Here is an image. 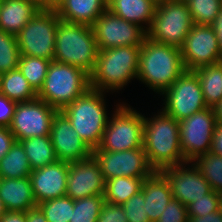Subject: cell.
<instances>
[{
	"label": "cell",
	"instance_id": "cell-27",
	"mask_svg": "<svg viewBox=\"0 0 222 222\" xmlns=\"http://www.w3.org/2000/svg\"><path fill=\"white\" fill-rule=\"evenodd\" d=\"M20 142L24 147L32 170L58 161L49 135L35 136L21 140Z\"/></svg>",
	"mask_w": 222,
	"mask_h": 222
},
{
	"label": "cell",
	"instance_id": "cell-48",
	"mask_svg": "<svg viewBox=\"0 0 222 222\" xmlns=\"http://www.w3.org/2000/svg\"><path fill=\"white\" fill-rule=\"evenodd\" d=\"M216 124H222V99L212 107Z\"/></svg>",
	"mask_w": 222,
	"mask_h": 222
},
{
	"label": "cell",
	"instance_id": "cell-24",
	"mask_svg": "<svg viewBox=\"0 0 222 222\" xmlns=\"http://www.w3.org/2000/svg\"><path fill=\"white\" fill-rule=\"evenodd\" d=\"M156 6L154 0H108V10L146 31L155 15Z\"/></svg>",
	"mask_w": 222,
	"mask_h": 222
},
{
	"label": "cell",
	"instance_id": "cell-45",
	"mask_svg": "<svg viewBox=\"0 0 222 222\" xmlns=\"http://www.w3.org/2000/svg\"><path fill=\"white\" fill-rule=\"evenodd\" d=\"M188 222H222V214L218 210L202 217H188Z\"/></svg>",
	"mask_w": 222,
	"mask_h": 222
},
{
	"label": "cell",
	"instance_id": "cell-26",
	"mask_svg": "<svg viewBox=\"0 0 222 222\" xmlns=\"http://www.w3.org/2000/svg\"><path fill=\"white\" fill-rule=\"evenodd\" d=\"M200 82L207 107H213L222 99V61L192 70Z\"/></svg>",
	"mask_w": 222,
	"mask_h": 222
},
{
	"label": "cell",
	"instance_id": "cell-44",
	"mask_svg": "<svg viewBox=\"0 0 222 222\" xmlns=\"http://www.w3.org/2000/svg\"><path fill=\"white\" fill-rule=\"evenodd\" d=\"M0 222H26L25 212L6 211L0 218Z\"/></svg>",
	"mask_w": 222,
	"mask_h": 222
},
{
	"label": "cell",
	"instance_id": "cell-7",
	"mask_svg": "<svg viewBox=\"0 0 222 222\" xmlns=\"http://www.w3.org/2000/svg\"><path fill=\"white\" fill-rule=\"evenodd\" d=\"M115 106L116 109L109 117L99 148L108 152L142 148L144 115L124 102Z\"/></svg>",
	"mask_w": 222,
	"mask_h": 222
},
{
	"label": "cell",
	"instance_id": "cell-32",
	"mask_svg": "<svg viewBox=\"0 0 222 222\" xmlns=\"http://www.w3.org/2000/svg\"><path fill=\"white\" fill-rule=\"evenodd\" d=\"M194 24L212 25L221 11L220 0H184Z\"/></svg>",
	"mask_w": 222,
	"mask_h": 222
},
{
	"label": "cell",
	"instance_id": "cell-2",
	"mask_svg": "<svg viewBox=\"0 0 222 222\" xmlns=\"http://www.w3.org/2000/svg\"><path fill=\"white\" fill-rule=\"evenodd\" d=\"M143 149L155 171L187 162L181 151L179 122L162 109L151 118L144 116Z\"/></svg>",
	"mask_w": 222,
	"mask_h": 222
},
{
	"label": "cell",
	"instance_id": "cell-15",
	"mask_svg": "<svg viewBox=\"0 0 222 222\" xmlns=\"http://www.w3.org/2000/svg\"><path fill=\"white\" fill-rule=\"evenodd\" d=\"M180 51L186 70L222 61L217 35L211 25L193 24Z\"/></svg>",
	"mask_w": 222,
	"mask_h": 222
},
{
	"label": "cell",
	"instance_id": "cell-10",
	"mask_svg": "<svg viewBox=\"0 0 222 222\" xmlns=\"http://www.w3.org/2000/svg\"><path fill=\"white\" fill-rule=\"evenodd\" d=\"M161 95L165 98L162 110L178 122L207 108L202 87L192 70H186Z\"/></svg>",
	"mask_w": 222,
	"mask_h": 222
},
{
	"label": "cell",
	"instance_id": "cell-38",
	"mask_svg": "<svg viewBox=\"0 0 222 222\" xmlns=\"http://www.w3.org/2000/svg\"><path fill=\"white\" fill-rule=\"evenodd\" d=\"M156 222H188L187 207L179 200L172 199Z\"/></svg>",
	"mask_w": 222,
	"mask_h": 222
},
{
	"label": "cell",
	"instance_id": "cell-18",
	"mask_svg": "<svg viewBox=\"0 0 222 222\" xmlns=\"http://www.w3.org/2000/svg\"><path fill=\"white\" fill-rule=\"evenodd\" d=\"M49 136L59 161L70 163L92 156L93 151L79 137L61 111H58L53 118Z\"/></svg>",
	"mask_w": 222,
	"mask_h": 222
},
{
	"label": "cell",
	"instance_id": "cell-47",
	"mask_svg": "<svg viewBox=\"0 0 222 222\" xmlns=\"http://www.w3.org/2000/svg\"><path fill=\"white\" fill-rule=\"evenodd\" d=\"M65 0H43L44 10L56 11Z\"/></svg>",
	"mask_w": 222,
	"mask_h": 222
},
{
	"label": "cell",
	"instance_id": "cell-5",
	"mask_svg": "<svg viewBox=\"0 0 222 222\" xmlns=\"http://www.w3.org/2000/svg\"><path fill=\"white\" fill-rule=\"evenodd\" d=\"M98 51L92 27L59 21L53 61L79 67L90 74L94 69Z\"/></svg>",
	"mask_w": 222,
	"mask_h": 222
},
{
	"label": "cell",
	"instance_id": "cell-34",
	"mask_svg": "<svg viewBox=\"0 0 222 222\" xmlns=\"http://www.w3.org/2000/svg\"><path fill=\"white\" fill-rule=\"evenodd\" d=\"M48 222H69L74 209V200L63 196L37 205Z\"/></svg>",
	"mask_w": 222,
	"mask_h": 222
},
{
	"label": "cell",
	"instance_id": "cell-20",
	"mask_svg": "<svg viewBox=\"0 0 222 222\" xmlns=\"http://www.w3.org/2000/svg\"><path fill=\"white\" fill-rule=\"evenodd\" d=\"M0 199L6 211L25 212L37 206L30 177L1 178Z\"/></svg>",
	"mask_w": 222,
	"mask_h": 222
},
{
	"label": "cell",
	"instance_id": "cell-36",
	"mask_svg": "<svg viewBox=\"0 0 222 222\" xmlns=\"http://www.w3.org/2000/svg\"><path fill=\"white\" fill-rule=\"evenodd\" d=\"M220 194L211 190L199 200L187 206L188 217H202L219 210Z\"/></svg>",
	"mask_w": 222,
	"mask_h": 222
},
{
	"label": "cell",
	"instance_id": "cell-39",
	"mask_svg": "<svg viewBox=\"0 0 222 222\" xmlns=\"http://www.w3.org/2000/svg\"><path fill=\"white\" fill-rule=\"evenodd\" d=\"M97 222H127L122 205L104 201Z\"/></svg>",
	"mask_w": 222,
	"mask_h": 222
},
{
	"label": "cell",
	"instance_id": "cell-52",
	"mask_svg": "<svg viewBox=\"0 0 222 222\" xmlns=\"http://www.w3.org/2000/svg\"><path fill=\"white\" fill-rule=\"evenodd\" d=\"M156 3H160L162 1H168V0H154Z\"/></svg>",
	"mask_w": 222,
	"mask_h": 222
},
{
	"label": "cell",
	"instance_id": "cell-43",
	"mask_svg": "<svg viewBox=\"0 0 222 222\" xmlns=\"http://www.w3.org/2000/svg\"><path fill=\"white\" fill-rule=\"evenodd\" d=\"M25 214L26 222H48L44 213L38 206L25 211Z\"/></svg>",
	"mask_w": 222,
	"mask_h": 222
},
{
	"label": "cell",
	"instance_id": "cell-3",
	"mask_svg": "<svg viewBox=\"0 0 222 222\" xmlns=\"http://www.w3.org/2000/svg\"><path fill=\"white\" fill-rule=\"evenodd\" d=\"M141 46H120L98 51L89 87L102 92L123 89L137 78ZM110 90V91H109Z\"/></svg>",
	"mask_w": 222,
	"mask_h": 222
},
{
	"label": "cell",
	"instance_id": "cell-37",
	"mask_svg": "<svg viewBox=\"0 0 222 222\" xmlns=\"http://www.w3.org/2000/svg\"><path fill=\"white\" fill-rule=\"evenodd\" d=\"M145 199L143 193L133 195L127 202L122 204L127 222H151L144 208Z\"/></svg>",
	"mask_w": 222,
	"mask_h": 222
},
{
	"label": "cell",
	"instance_id": "cell-12",
	"mask_svg": "<svg viewBox=\"0 0 222 222\" xmlns=\"http://www.w3.org/2000/svg\"><path fill=\"white\" fill-rule=\"evenodd\" d=\"M92 28L99 50L120 46H141L147 37L144 28L121 19L108 9L95 20Z\"/></svg>",
	"mask_w": 222,
	"mask_h": 222
},
{
	"label": "cell",
	"instance_id": "cell-19",
	"mask_svg": "<svg viewBox=\"0 0 222 222\" xmlns=\"http://www.w3.org/2000/svg\"><path fill=\"white\" fill-rule=\"evenodd\" d=\"M68 172L69 163L59 160L32 170L30 180L37 205L66 196Z\"/></svg>",
	"mask_w": 222,
	"mask_h": 222
},
{
	"label": "cell",
	"instance_id": "cell-21",
	"mask_svg": "<svg viewBox=\"0 0 222 222\" xmlns=\"http://www.w3.org/2000/svg\"><path fill=\"white\" fill-rule=\"evenodd\" d=\"M108 9V0H65L56 10L62 21L92 27Z\"/></svg>",
	"mask_w": 222,
	"mask_h": 222
},
{
	"label": "cell",
	"instance_id": "cell-6",
	"mask_svg": "<svg viewBox=\"0 0 222 222\" xmlns=\"http://www.w3.org/2000/svg\"><path fill=\"white\" fill-rule=\"evenodd\" d=\"M89 88V74L83 69L51 61L43 86L37 92V97L61 111Z\"/></svg>",
	"mask_w": 222,
	"mask_h": 222
},
{
	"label": "cell",
	"instance_id": "cell-31",
	"mask_svg": "<svg viewBox=\"0 0 222 222\" xmlns=\"http://www.w3.org/2000/svg\"><path fill=\"white\" fill-rule=\"evenodd\" d=\"M50 62L35 56L20 55L18 68L36 92L43 86Z\"/></svg>",
	"mask_w": 222,
	"mask_h": 222
},
{
	"label": "cell",
	"instance_id": "cell-25",
	"mask_svg": "<svg viewBox=\"0 0 222 222\" xmlns=\"http://www.w3.org/2000/svg\"><path fill=\"white\" fill-rule=\"evenodd\" d=\"M0 94L16 103L37 99V92L23 76L19 68L0 74Z\"/></svg>",
	"mask_w": 222,
	"mask_h": 222
},
{
	"label": "cell",
	"instance_id": "cell-42",
	"mask_svg": "<svg viewBox=\"0 0 222 222\" xmlns=\"http://www.w3.org/2000/svg\"><path fill=\"white\" fill-rule=\"evenodd\" d=\"M210 151L222 156V124H216Z\"/></svg>",
	"mask_w": 222,
	"mask_h": 222
},
{
	"label": "cell",
	"instance_id": "cell-14",
	"mask_svg": "<svg viewBox=\"0 0 222 222\" xmlns=\"http://www.w3.org/2000/svg\"><path fill=\"white\" fill-rule=\"evenodd\" d=\"M57 112L58 110L38 98L17 103L9 130L19 142L35 136L49 135Z\"/></svg>",
	"mask_w": 222,
	"mask_h": 222
},
{
	"label": "cell",
	"instance_id": "cell-13",
	"mask_svg": "<svg viewBox=\"0 0 222 222\" xmlns=\"http://www.w3.org/2000/svg\"><path fill=\"white\" fill-rule=\"evenodd\" d=\"M92 156L101 168L105 180L115 177L148 178L155 170L149 165L142 148L108 152L95 148Z\"/></svg>",
	"mask_w": 222,
	"mask_h": 222
},
{
	"label": "cell",
	"instance_id": "cell-28",
	"mask_svg": "<svg viewBox=\"0 0 222 222\" xmlns=\"http://www.w3.org/2000/svg\"><path fill=\"white\" fill-rule=\"evenodd\" d=\"M30 167L23 145L15 141L6 155L0 160V178L30 177Z\"/></svg>",
	"mask_w": 222,
	"mask_h": 222
},
{
	"label": "cell",
	"instance_id": "cell-41",
	"mask_svg": "<svg viewBox=\"0 0 222 222\" xmlns=\"http://www.w3.org/2000/svg\"><path fill=\"white\" fill-rule=\"evenodd\" d=\"M16 139L9 127H0V160L7 154Z\"/></svg>",
	"mask_w": 222,
	"mask_h": 222
},
{
	"label": "cell",
	"instance_id": "cell-16",
	"mask_svg": "<svg viewBox=\"0 0 222 222\" xmlns=\"http://www.w3.org/2000/svg\"><path fill=\"white\" fill-rule=\"evenodd\" d=\"M158 172L168 182L173 199L179 200L186 207L212 190L208 181L190 161L164 167Z\"/></svg>",
	"mask_w": 222,
	"mask_h": 222
},
{
	"label": "cell",
	"instance_id": "cell-9",
	"mask_svg": "<svg viewBox=\"0 0 222 222\" xmlns=\"http://www.w3.org/2000/svg\"><path fill=\"white\" fill-rule=\"evenodd\" d=\"M60 20L56 11L40 9L16 35L20 55L53 61Z\"/></svg>",
	"mask_w": 222,
	"mask_h": 222
},
{
	"label": "cell",
	"instance_id": "cell-49",
	"mask_svg": "<svg viewBox=\"0 0 222 222\" xmlns=\"http://www.w3.org/2000/svg\"><path fill=\"white\" fill-rule=\"evenodd\" d=\"M6 213L2 200L0 199V218Z\"/></svg>",
	"mask_w": 222,
	"mask_h": 222
},
{
	"label": "cell",
	"instance_id": "cell-22",
	"mask_svg": "<svg viewBox=\"0 0 222 222\" xmlns=\"http://www.w3.org/2000/svg\"><path fill=\"white\" fill-rule=\"evenodd\" d=\"M141 192L145 199L144 208L151 222H156L167 204L173 199L168 182L155 171L143 181Z\"/></svg>",
	"mask_w": 222,
	"mask_h": 222
},
{
	"label": "cell",
	"instance_id": "cell-40",
	"mask_svg": "<svg viewBox=\"0 0 222 222\" xmlns=\"http://www.w3.org/2000/svg\"><path fill=\"white\" fill-rule=\"evenodd\" d=\"M17 103L0 94V127H9Z\"/></svg>",
	"mask_w": 222,
	"mask_h": 222
},
{
	"label": "cell",
	"instance_id": "cell-51",
	"mask_svg": "<svg viewBox=\"0 0 222 222\" xmlns=\"http://www.w3.org/2000/svg\"><path fill=\"white\" fill-rule=\"evenodd\" d=\"M219 212L222 214V194H220L219 198Z\"/></svg>",
	"mask_w": 222,
	"mask_h": 222
},
{
	"label": "cell",
	"instance_id": "cell-1",
	"mask_svg": "<svg viewBox=\"0 0 222 222\" xmlns=\"http://www.w3.org/2000/svg\"><path fill=\"white\" fill-rule=\"evenodd\" d=\"M185 71L180 48L145 38L140 50L137 80L161 95Z\"/></svg>",
	"mask_w": 222,
	"mask_h": 222
},
{
	"label": "cell",
	"instance_id": "cell-53",
	"mask_svg": "<svg viewBox=\"0 0 222 222\" xmlns=\"http://www.w3.org/2000/svg\"><path fill=\"white\" fill-rule=\"evenodd\" d=\"M2 2H3V0H0V9H1V6H2Z\"/></svg>",
	"mask_w": 222,
	"mask_h": 222
},
{
	"label": "cell",
	"instance_id": "cell-46",
	"mask_svg": "<svg viewBox=\"0 0 222 222\" xmlns=\"http://www.w3.org/2000/svg\"><path fill=\"white\" fill-rule=\"evenodd\" d=\"M216 32L218 43H219V48L222 54V9L217 16L215 22L211 25Z\"/></svg>",
	"mask_w": 222,
	"mask_h": 222
},
{
	"label": "cell",
	"instance_id": "cell-33",
	"mask_svg": "<svg viewBox=\"0 0 222 222\" xmlns=\"http://www.w3.org/2000/svg\"><path fill=\"white\" fill-rule=\"evenodd\" d=\"M104 196L95 195L74 200V209L69 222H97Z\"/></svg>",
	"mask_w": 222,
	"mask_h": 222
},
{
	"label": "cell",
	"instance_id": "cell-11",
	"mask_svg": "<svg viewBox=\"0 0 222 222\" xmlns=\"http://www.w3.org/2000/svg\"><path fill=\"white\" fill-rule=\"evenodd\" d=\"M216 121L211 107L179 121L181 151L186 161L207 153L211 149Z\"/></svg>",
	"mask_w": 222,
	"mask_h": 222
},
{
	"label": "cell",
	"instance_id": "cell-35",
	"mask_svg": "<svg viewBox=\"0 0 222 222\" xmlns=\"http://www.w3.org/2000/svg\"><path fill=\"white\" fill-rule=\"evenodd\" d=\"M19 59L16 36L0 30V74L18 68Z\"/></svg>",
	"mask_w": 222,
	"mask_h": 222
},
{
	"label": "cell",
	"instance_id": "cell-29",
	"mask_svg": "<svg viewBox=\"0 0 222 222\" xmlns=\"http://www.w3.org/2000/svg\"><path fill=\"white\" fill-rule=\"evenodd\" d=\"M145 179L122 176L106 180L104 201L122 205L141 191Z\"/></svg>",
	"mask_w": 222,
	"mask_h": 222
},
{
	"label": "cell",
	"instance_id": "cell-50",
	"mask_svg": "<svg viewBox=\"0 0 222 222\" xmlns=\"http://www.w3.org/2000/svg\"><path fill=\"white\" fill-rule=\"evenodd\" d=\"M28 1H31V2L35 3L41 9H43V0H28Z\"/></svg>",
	"mask_w": 222,
	"mask_h": 222
},
{
	"label": "cell",
	"instance_id": "cell-17",
	"mask_svg": "<svg viewBox=\"0 0 222 222\" xmlns=\"http://www.w3.org/2000/svg\"><path fill=\"white\" fill-rule=\"evenodd\" d=\"M106 180L93 156L69 163L66 196L73 200L104 196Z\"/></svg>",
	"mask_w": 222,
	"mask_h": 222
},
{
	"label": "cell",
	"instance_id": "cell-23",
	"mask_svg": "<svg viewBox=\"0 0 222 222\" xmlns=\"http://www.w3.org/2000/svg\"><path fill=\"white\" fill-rule=\"evenodd\" d=\"M40 9L28 0H3L0 30L16 36Z\"/></svg>",
	"mask_w": 222,
	"mask_h": 222
},
{
	"label": "cell",
	"instance_id": "cell-30",
	"mask_svg": "<svg viewBox=\"0 0 222 222\" xmlns=\"http://www.w3.org/2000/svg\"><path fill=\"white\" fill-rule=\"evenodd\" d=\"M191 162L208 181L211 189L222 194V156L209 151Z\"/></svg>",
	"mask_w": 222,
	"mask_h": 222
},
{
	"label": "cell",
	"instance_id": "cell-8",
	"mask_svg": "<svg viewBox=\"0 0 222 222\" xmlns=\"http://www.w3.org/2000/svg\"><path fill=\"white\" fill-rule=\"evenodd\" d=\"M193 24L184 0L162 1L157 3L147 37L180 48Z\"/></svg>",
	"mask_w": 222,
	"mask_h": 222
},
{
	"label": "cell",
	"instance_id": "cell-4",
	"mask_svg": "<svg viewBox=\"0 0 222 222\" xmlns=\"http://www.w3.org/2000/svg\"><path fill=\"white\" fill-rule=\"evenodd\" d=\"M105 94L106 92L89 88L61 110L92 151L99 147L109 120Z\"/></svg>",
	"mask_w": 222,
	"mask_h": 222
}]
</instances>
